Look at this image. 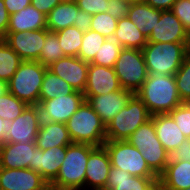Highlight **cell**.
I'll use <instances>...</instances> for the list:
<instances>
[{
    "mask_svg": "<svg viewBox=\"0 0 190 190\" xmlns=\"http://www.w3.org/2000/svg\"><path fill=\"white\" fill-rule=\"evenodd\" d=\"M44 28H47L46 15L30 4L18 13L10 15L7 32H28Z\"/></svg>",
    "mask_w": 190,
    "mask_h": 190,
    "instance_id": "cell-25",
    "label": "cell"
},
{
    "mask_svg": "<svg viewBox=\"0 0 190 190\" xmlns=\"http://www.w3.org/2000/svg\"><path fill=\"white\" fill-rule=\"evenodd\" d=\"M10 14L6 10L3 0H0V38H4L7 34L9 26Z\"/></svg>",
    "mask_w": 190,
    "mask_h": 190,
    "instance_id": "cell-46",
    "label": "cell"
},
{
    "mask_svg": "<svg viewBox=\"0 0 190 190\" xmlns=\"http://www.w3.org/2000/svg\"><path fill=\"white\" fill-rule=\"evenodd\" d=\"M75 89L48 68L41 85L39 100H50L72 94Z\"/></svg>",
    "mask_w": 190,
    "mask_h": 190,
    "instance_id": "cell-29",
    "label": "cell"
},
{
    "mask_svg": "<svg viewBox=\"0 0 190 190\" xmlns=\"http://www.w3.org/2000/svg\"><path fill=\"white\" fill-rule=\"evenodd\" d=\"M11 129V121L2 119L0 117V145L5 142V137L8 135Z\"/></svg>",
    "mask_w": 190,
    "mask_h": 190,
    "instance_id": "cell-48",
    "label": "cell"
},
{
    "mask_svg": "<svg viewBox=\"0 0 190 190\" xmlns=\"http://www.w3.org/2000/svg\"><path fill=\"white\" fill-rule=\"evenodd\" d=\"M143 1L155 9H158L161 11H167V10H171L176 0H143Z\"/></svg>",
    "mask_w": 190,
    "mask_h": 190,
    "instance_id": "cell-47",
    "label": "cell"
},
{
    "mask_svg": "<svg viewBox=\"0 0 190 190\" xmlns=\"http://www.w3.org/2000/svg\"><path fill=\"white\" fill-rule=\"evenodd\" d=\"M187 42H147L142 48L148 74L175 75L185 56Z\"/></svg>",
    "mask_w": 190,
    "mask_h": 190,
    "instance_id": "cell-3",
    "label": "cell"
},
{
    "mask_svg": "<svg viewBox=\"0 0 190 190\" xmlns=\"http://www.w3.org/2000/svg\"><path fill=\"white\" fill-rule=\"evenodd\" d=\"M115 74L121 88L136 93L148 77L142 50L122 48L116 60Z\"/></svg>",
    "mask_w": 190,
    "mask_h": 190,
    "instance_id": "cell-9",
    "label": "cell"
},
{
    "mask_svg": "<svg viewBox=\"0 0 190 190\" xmlns=\"http://www.w3.org/2000/svg\"><path fill=\"white\" fill-rule=\"evenodd\" d=\"M95 147L86 143L69 144L59 173L51 185L57 190H85L86 166Z\"/></svg>",
    "mask_w": 190,
    "mask_h": 190,
    "instance_id": "cell-2",
    "label": "cell"
},
{
    "mask_svg": "<svg viewBox=\"0 0 190 190\" xmlns=\"http://www.w3.org/2000/svg\"><path fill=\"white\" fill-rule=\"evenodd\" d=\"M42 190H57L55 189L51 184H48L45 188H43Z\"/></svg>",
    "mask_w": 190,
    "mask_h": 190,
    "instance_id": "cell-52",
    "label": "cell"
},
{
    "mask_svg": "<svg viewBox=\"0 0 190 190\" xmlns=\"http://www.w3.org/2000/svg\"><path fill=\"white\" fill-rule=\"evenodd\" d=\"M85 101L83 92L75 90L72 94L50 100H39L38 107L42 121L64 123L71 118Z\"/></svg>",
    "mask_w": 190,
    "mask_h": 190,
    "instance_id": "cell-10",
    "label": "cell"
},
{
    "mask_svg": "<svg viewBox=\"0 0 190 190\" xmlns=\"http://www.w3.org/2000/svg\"><path fill=\"white\" fill-rule=\"evenodd\" d=\"M159 178L132 176L128 172L111 167L104 190H150Z\"/></svg>",
    "mask_w": 190,
    "mask_h": 190,
    "instance_id": "cell-23",
    "label": "cell"
},
{
    "mask_svg": "<svg viewBox=\"0 0 190 190\" xmlns=\"http://www.w3.org/2000/svg\"><path fill=\"white\" fill-rule=\"evenodd\" d=\"M41 122L38 105H28L15 120L11 121V129L5 137V142L35 143Z\"/></svg>",
    "mask_w": 190,
    "mask_h": 190,
    "instance_id": "cell-11",
    "label": "cell"
},
{
    "mask_svg": "<svg viewBox=\"0 0 190 190\" xmlns=\"http://www.w3.org/2000/svg\"><path fill=\"white\" fill-rule=\"evenodd\" d=\"M123 48L140 49L147 44V37L128 18L123 17L117 21V28L112 37Z\"/></svg>",
    "mask_w": 190,
    "mask_h": 190,
    "instance_id": "cell-28",
    "label": "cell"
},
{
    "mask_svg": "<svg viewBox=\"0 0 190 190\" xmlns=\"http://www.w3.org/2000/svg\"><path fill=\"white\" fill-rule=\"evenodd\" d=\"M158 182L163 190H183L190 188V163L169 161Z\"/></svg>",
    "mask_w": 190,
    "mask_h": 190,
    "instance_id": "cell-24",
    "label": "cell"
},
{
    "mask_svg": "<svg viewBox=\"0 0 190 190\" xmlns=\"http://www.w3.org/2000/svg\"><path fill=\"white\" fill-rule=\"evenodd\" d=\"M187 55L190 57V33H188V41L186 45Z\"/></svg>",
    "mask_w": 190,
    "mask_h": 190,
    "instance_id": "cell-50",
    "label": "cell"
},
{
    "mask_svg": "<svg viewBox=\"0 0 190 190\" xmlns=\"http://www.w3.org/2000/svg\"><path fill=\"white\" fill-rule=\"evenodd\" d=\"M161 12V10L155 9L142 1L130 3L127 16L148 38L156 22L159 21Z\"/></svg>",
    "mask_w": 190,
    "mask_h": 190,
    "instance_id": "cell-27",
    "label": "cell"
},
{
    "mask_svg": "<svg viewBox=\"0 0 190 190\" xmlns=\"http://www.w3.org/2000/svg\"><path fill=\"white\" fill-rule=\"evenodd\" d=\"M36 143H9L0 145V168L33 170Z\"/></svg>",
    "mask_w": 190,
    "mask_h": 190,
    "instance_id": "cell-18",
    "label": "cell"
},
{
    "mask_svg": "<svg viewBox=\"0 0 190 190\" xmlns=\"http://www.w3.org/2000/svg\"><path fill=\"white\" fill-rule=\"evenodd\" d=\"M136 95L151 115L170 113L182 103L174 75L148 74Z\"/></svg>",
    "mask_w": 190,
    "mask_h": 190,
    "instance_id": "cell-1",
    "label": "cell"
},
{
    "mask_svg": "<svg viewBox=\"0 0 190 190\" xmlns=\"http://www.w3.org/2000/svg\"><path fill=\"white\" fill-rule=\"evenodd\" d=\"M122 48L115 39L108 38L90 63L98 66L114 67Z\"/></svg>",
    "mask_w": 190,
    "mask_h": 190,
    "instance_id": "cell-33",
    "label": "cell"
},
{
    "mask_svg": "<svg viewBox=\"0 0 190 190\" xmlns=\"http://www.w3.org/2000/svg\"><path fill=\"white\" fill-rule=\"evenodd\" d=\"M135 93L121 88L103 95H84L105 126L128 104Z\"/></svg>",
    "mask_w": 190,
    "mask_h": 190,
    "instance_id": "cell-13",
    "label": "cell"
},
{
    "mask_svg": "<svg viewBox=\"0 0 190 190\" xmlns=\"http://www.w3.org/2000/svg\"><path fill=\"white\" fill-rule=\"evenodd\" d=\"M106 39L103 35L91 29L84 32L81 49L77 57L90 63Z\"/></svg>",
    "mask_w": 190,
    "mask_h": 190,
    "instance_id": "cell-34",
    "label": "cell"
},
{
    "mask_svg": "<svg viewBox=\"0 0 190 190\" xmlns=\"http://www.w3.org/2000/svg\"><path fill=\"white\" fill-rule=\"evenodd\" d=\"M111 167L110 157L105 146H96L89 154L85 174V189L104 190Z\"/></svg>",
    "mask_w": 190,
    "mask_h": 190,
    "instance_id": "cell-14",
    "label": "cell"
},
{
    "mask_svg": "<svg viewBox=\"0 0 190 190\" xmlns=\"http://www.w3.org/2000/svg\"><path fill=\"white\" fill-rule=\"evenodd\" d=\"M103 145L108 151L112 167L128 172L132 176L159 178L149 168L140 151L127 140H106Z\"/></svg>",
    "mask_w": 190,
    "mask_h": 190,
    "instance_id": "cell-8",
    "label": "cell"
},
{
    "mask_svg": "<svg viewBox=\"0 0 190 190\" xmlns=\"http://www.w3.org/2000/svg\"><path fill=\"white\" fill-rule=\"evenodd\" d=\"M180 131L190 139V102H182L170 113Z\"/></svg>",
    "mask_w": 190,
    "mask_h": 190,
    "instance_id": "cell-38",
    "label": "cell"
},
{
    "mask_svg": "<svg viewBox=\"0 0 190 190\" xmlns=\"http://www.w3.org/2000/svg\"><path fill=\"white\" fill-rule=\"evenodd\" d=\"M73 143L102 146L106 141V126L85 100L66 122Z\"/></svg>",
    "mask_w": 190,
    "mask_h": 190,
    "instance_id": "cell-4",
    "label": "cell"
},
{
    "mask_svg": "<svg viewBox=\"0 0 190 190\" xmlns=\"http://www.w3.org/2000/svg\"><path fill=\"white\" fill-rule=\"evenodd\" d=\"M78 8L90 15L107 12L108 0H75Z\"/></svg>",
    "mask_w": 190,
    "mask_h": 190,
    "instance_id": "cell-40",
    "label": "cell"
},
{
    "mask_svg": "<svg viewBox=\"0 0 190 190\" xmlns=\"http://www.w3.org/2000/svg\"><path fill=\"white\" fill-rule=\"evenodd\" d=\"M117 19L108 12L97 13L92 16L90 29L103 35L105 38H112L117 28Z\"/></svg>",
    "mask_w": 190,
    "mask_h": 190,
    "instance_id": "cell-37",
    "label": "cell"
},
{
    "mask_svg": "<svg viewBox=\"0 0 190 190\" xmlns=\"http://www.w3.org/2000/svg\"><path fill=\"white\" fill-rule=\"evenodd\" d=\"M10 15L18 13L31 4V0H3Z\"/></svg>",
    "mask_w": 190,
    "mask_h": 190,
    "instance_id": "cell-45",
    "label": "cell"
},
{
    "mask_svg": "<svg viewBox=\"0 0 190 190\" xmlns=\"http://www.w3.org/2000/svg\"><path fill=\"white\" fill-rule=\"evenodd\" d=\"M66 151L67 146H54L47 150H41L36 147L33 158V171L38 172L48 184H51L59 173Z\"/></svg>",
    "mask_w": 190,
    "mask_h": 190,
    "instance_id": "cell-20",
    "label": "cell"
},
{
    "mask_svg": "<svg viewBox=\"0 0 190 190\" xmlns=\"http://www.w3.org/2000/svg\"><path fill=\"white\" fill-rule=\"evenodd\" d=\"M47 185L38 172L29 168H0V190H42Z\"/></svg>",
    "mask_w": 190,
    "mask_h": 190,
    "instance_id": "cell-16",
    "label": "cell"
},
{
    "mask_svg": "<svg viewBox=\"0 0 190 190\" xmlns=\"http://www.w3.org/2000/svg\"><path fill=\"white\" fill-rule=\"evenodd\" d=\"M182 102H190V57L185 56L179 70L174 75Z\"/></svg>",
    "mask_w": 190,
    "mask_h": 190,
    "instance_id": "cell-36",
    "label": "cell"
},
{
    "mask_svg": "<svg viewBox=\"0 0 190 190\" xmlns=\"http://www.w3.org/2000/svg\"><path fill=\"white\" fill-rule=\"evenodd\" d=\"M45 37L46 28L28 32H7L3 39L23 61H39Z\"/></svg>",
    "mask_w": 190,
    "mask_h": 190,
    "instance_id": "cell-12",
    "label": "cell"
},
{
    "mask_svg": "<svg viewBox=\"0 0 190 190\" xmlns=\"http://www.w3.org/2000/svg\"><path fill=\"white\" fill-rule=\"evenodd\" d=\"M130 3L126 0H108L107 12L117 20L126 17Z\"/></svg>",
    "mask_w": 190,
    "mask_h": 190,
    "instance_id": "cell-41",
    "label": "cell"
},
{
    "mask_svg": "<svg viewBox=\"0 0 190 190\" xmlns=\"http://www.w3.org/2000/svg\"><path fill=\"white\" fill-rule=\"evenodd\" d=\"M89 62L79 57L64 56L55 61L48 69L64 79L75 90L84 92L87 84Z\"/></svg>",
    "mask_w": 190,
    "mask_h": 190,
    "instance_id": "cell-15",
    "label": "cell"
},
{
    "mask_svg": "<svg viewBox=\"0 0 190 190\" xmlns=\"http://www.w3.org/2000/svg\"><path fill=\"white\" fill-rule=\"evenodd\" d=\"M127 141L140 151L149 168L158 177L165 171L169 153L159 141L152 119L142 124Z\"/></svg>",
    "mask_w": 190,
    "mask_h": 190,
    "instance_id": "cell-7",
    "label": "cell"
},
{
    "mask_svg": "<svg viewBox=\"0 0 190 190\" xmlns=\"http://www.w3.org/2000/svg\"><path fill=\"white\" fill-rule=\"evenodd\" d=\"M28 105L10 92L0 97V117L9 121L15 120Z\"/></svg>",
    "mask_w": 190,
    "mask_h": 190,
    "instance_id": "cell-35",
    "label": "cell"
},
{
    "mask_svg": "<svg viewBox=\"0 0 190 190\" xmlns=\"http://www.w3.org/2000/svg\"><path fill=\"white\" fill-rule=\"evenodd\" d=\"M64 52L60 47L59 39L54 31H50L46 28L45 42L42 47L39 62L45 66H51L55 61L64 57Z\"/></svg>",
    "mask_w": 190,
    "mask_h": 190,
    "instance_id": "cell-32",
    "label": "cell"
},
{
    "mask_svg": "<svg viewBox=\"0 0 190 190\" xmlns=\"http://www.w3.org/2000/svg\"><path fill=\"white\" fill-rule=\"evenodd\" d=\"M129 3H136V2H142L143 0H126Z\"/></svg>",
    "mask_w": 190,
    "mask_h": 190,
    "instance_id": "cell-53",
    "label": "cell"
},
{
    "mask_svg": "<svg viewBox=\"0 0 190 190\" xmlns=\"http://www.w3.org/2000/svg\"><path fill=\"white\" fill-rule=\"evenodd\" d=\"M171 11L181 21L184 29L190 33V0H176Z\"/></svg>",
    "mask_w": 190,
    "mask_h": 190,
    "instance_id": "cell-39",
    "label": "cell"
},
{
    "mask_svg": "<svg viewBox=\"0 0 190 190\" xmlns=\"http://www.w3.org/2000/svg\"><path fill=\"white\" fill-rule=\"evenodd\" d=\"M188 32L184 29L181 21L171 10L162 11L161 17L156 22L147 42H187Z\"/></svg>",
    "mask_w": 190,
    "mask_h": 190,
    "instance_id": "cell-19",
    "label": "cell"
},
{
    "mask_svg": "<svg viewBox=\"0 0 190 190\" xmlns=\"http://www.w3.org/2000/svg\"><path fill=\"white\" fill-rule=\"evenodd\" d=\"M151 116L146 105L135 93L128 104L106 125V140H127Z\"/></svg>",
    "mask_w": 190,
    "mask_h": 190,
    "instance_id": "cell-6",
    "label": "cell"
},
{
    "mask_svg": "<svg viewBox=\"0 0 190 190\" xmlns=\"http://www.w3.org/2000/svg\"><path fill=\"white\" fill-rule=\"evenodd\" d=\"M79 10L75 0H62L46 16L47 29L57 32L73 26Z\"/></svg>",
    "mask_w": 190,
    "mask_h": 190,
    "instance_id": "cell-26",
    "label": "cell"
},
{
    "mask_svg": "<svg viewBox=\"0 0 190 190\" xmlns=\"http://www.w3.org/2000/svg\"><path fill=\"white\" fill-rule=\"evenodd\" d=\"M22 61L8 43L0 38V80L9 82Z\"/></svg>",
    "mask_w": 190,
    "mask_h": 190,
    "instance_id": "cell-30",
    "label": "cell"
},
{
    "mask_svg": "<svg viewBox=\"0 0 190 190\" xmlns=\"http://www.w3.org/2000/svg\"><path fill=\"white\" fill-rule=\"evenodd\" d=\"M150 190H163L162 185L157 182Z\"/></svg>",
    "mask_w": 190,
    "mask_h": 190,
    "instance_id": "cell-51",
    "label": "cell"
},
{
    "mask_svg": "<svg viewBox=\"0 0 190 190\" xmlns=\"http://www.w3.org/2000/svg\"><path fill=\"white\" fill-rule=\"evenodd\" d=\"M92 15L83 10H79L77 13V19L73 26L77 27L80 31L87 32L90 30Z\"/></svg>",
    "mask_w": 190,
    "mask_h": 190,
    "instance_id": "cell-43",
    "label": "cell"
},
{
    "mask_svg": "<svg viewBox=\"0 0 190 190\" xmlns=\"http://www.w3.org/2000/svg\"><path fill=\"white\" fill-rule=\"evenodd\" d=\"M9 92L8 82L0 80V97Z\"/></svg>",
    "mask_w": 190,
    "mask_h": 190,
    "instance_id": "cell-49",
    "label": "cell"
},
{
    "mask_svg": "<svg viewBox=\"0 0 190 190\" xmlns=\"http://www.w3.org/2000/svg\"><path fill=\"white\" fill-rule=\"evenodd\" d=\"M120 89L121 86L114 67L98 66L89 63L84 95H103Z\"/></svg>",
    "mask_w": 190,
    "mask_h": 190,
    "instance_id": "cell-17",
    "label": "cell"
},
{
    "mask_svg": "<svg viewBox=\"0 0 190 190\" xmlns=\"http://www.w3.org/2000/svg\"><path fill=\"white\" fill-rule=\"evenodd\" d=\"M169 161L190 163V139L184 140L176 149L169 154Z\"/></svg>",
    "mask_w": 190,
    "mask_h": 190,
    "instance_id": "cell-42",
    "label": "cell"
},
{
    "mask_svg": "<svg viewBox=\"0 0 190 190\" xmlns=\"http://www.w3.org/2000/svg\"><path fill=\"white\" fill-rule=\"evenodd\" d=\"M46 69L39 61H22L8 82L9 92L27 105H38Z\"/></svg>",
    "mask_w": 190,
    "mask_h": 190,
    "instance_id": "cell-5",
    "label": "cell"
},
{
    "mask_svg": "<svg viewBox=\"0 0 190 190\" xmlns=\"http://www.w3.org/2000/svg\"><path fill=\"white\" fill-rule=\"evenodd\" d=\"M62 0H31V5L46 16Z\"/></svg>",
    "mask_w": 190,
    "mask_h": 190,
    "instance_id": "cell-44",
    "label": "cell"
},
{
    "mask_svg": "<svg viewBox=\"0 0 190 190\" xmlns=\"http://www.w3.org/2000/svg\"><path fill=\"white\" fill-rule=\"evenodd\" d=\"M56 34L64 55L77 57L81 49L84 32L75 26H69L57 31Z\"/></svg>",
    "mask_w": 190,
    "mask_h": 190,
    "instance_id": "cell-31",
    "label": "cell"
},
{
    "mask_svg": "<svg viewBox=\"0 0 190 190\" xmlns=\"http://www.w3.org/2000/svg\"><path fill=\"white\" fill-rule=\"evenodd\" d=\"M35 143L37 148L47 150L54 146H68L73 141L66 124L42 121Z\"/></svg>",
    "mask_w": 190,
    "mask_h": 190,
    "instance_id": "cell-22",
    "label": "cell"
},
{
    "mask_svg": "<svg viewBox=\"0 0 190 190\" xmlns=\"http://www.w3.org/2000/svg\"><path fill=\"white\" fill-rule=\"evenodd\" d=\"M151 119L159 141L169 154L187 139L169 113L155 114Z\"/></svg>",
    "mask_w": 190,
    "mask_h": 190,
    "instance_id": "cell-21",
    "label": "cell"
}]
</instances>
